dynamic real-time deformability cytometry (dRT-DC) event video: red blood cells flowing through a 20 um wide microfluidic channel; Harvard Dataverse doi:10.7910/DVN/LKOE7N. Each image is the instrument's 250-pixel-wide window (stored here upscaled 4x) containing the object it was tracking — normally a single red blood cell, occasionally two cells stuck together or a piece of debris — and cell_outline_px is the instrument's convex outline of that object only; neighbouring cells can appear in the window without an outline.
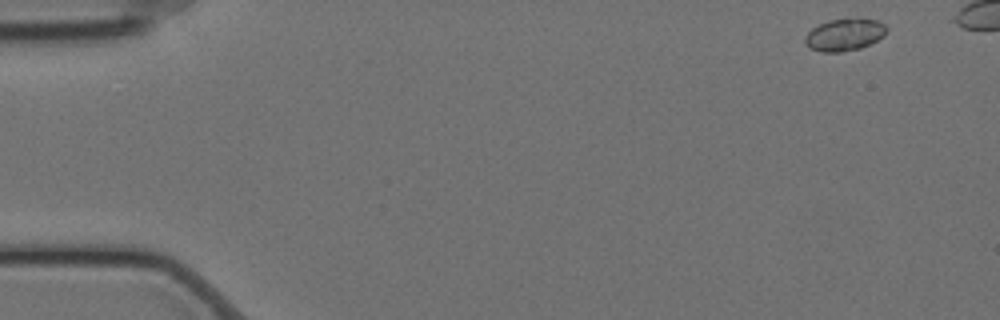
{"species": "Egyptian fruit bat (a non-hibernating species)", "species_latin": "Rousettus aegyptiacus", "temperature_condition": "cold", "stored_images_in_passage": 23, "camera_frame_rate_fps": 3000, "um_per_image_px": 0.085, "animal": {"sex": "female"}, "frame": {"image": 1, "passage_image": 1, "time_ms": 0.0, "image_size_px": [1000, 320], "cell_outline_px": [[888, 28], [884, 36], [860, 48], [840, 52], [820, 52], [804, 44], [804, 36], [812, 28], [828, 20], [844, 16], [856, 16], [876, 20], [884, 24]], "centroid_in_image_um": [71.78, 2.9], "position_along_channel_um": 13.2, "area_um2": 15.78}}
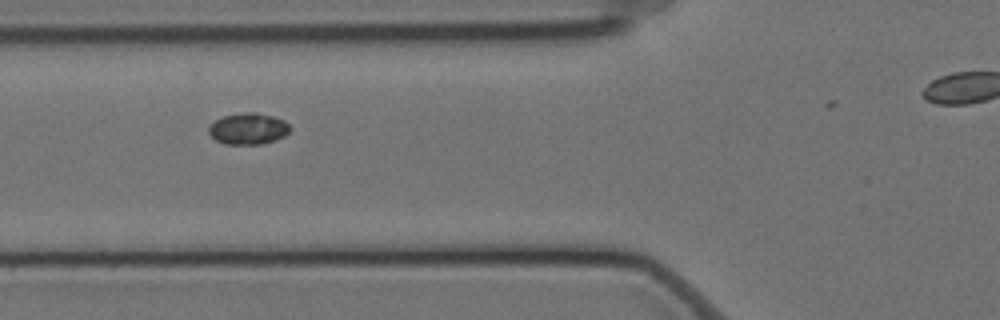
{"frame": {"image": 2, "passage_image": 19, "time_ms": 6.0, "image_size_px": [1000, 320], "cell_outline_px": [[292, 128], [284, 136], [276, 140], [260, 144], [224, 144], [216, 140], [208, 132], [208, 128], [216, 120], [224, 116], [244, 112], [256, 112], [272, 116], [284, 120]], "centroid_in_image_um": [21.12, 10.94], "position_along_channel_um": 104.7, "area_um2": 14.8}}
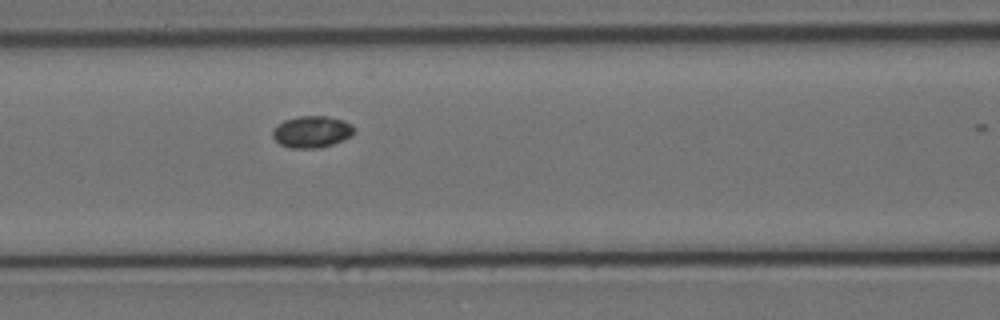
{"frame": {"image": 3, "passage_image": 22, "time_ms": 7.0, "image_size_px": [1000, 320], "cell_outline_px": [[356, 128], [352, 136], [332, 144], [320, 148], [288, 148], [280, 144], [272, 136], [272, 132], [276, 124], [284, 120], [296, 116], [324, 116], [344, 120], [352, 124]], "centroid_in_image_um": [26.5, 11.2], "position_along_channel_um": 140.1, "area_um2": 15.26}}